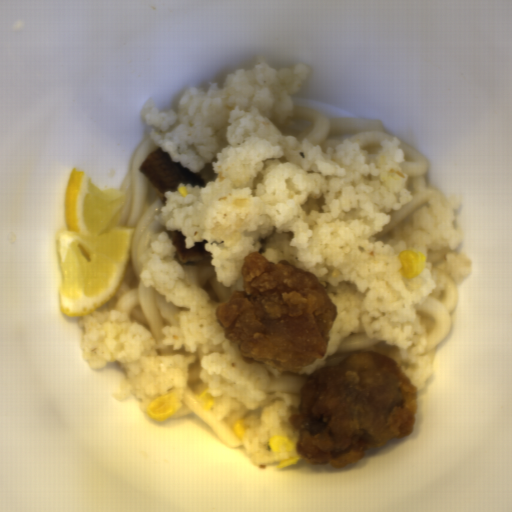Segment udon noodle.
I'll return each mask as SVG.
<instances>
[{"label":"udon noodle","mask_w":512,"mask_h":512,"mask_svg":"<svg viewBox=\"0 0 512 512\" xmlns=\"http://www.w3.org/2000/svg\"><path fill=\"white\" fill-rule=\"evenodd\" d=\"M399 147L402 148L404 152V161L401 165V170L407 175L405 185L410 192L411 202L391 212L389 223L380 231L378 235L379 239H383L389 235L417 206L427 202L430 192L427 181L429 166L426 160L410 144L400 143Z\"/></svg>","instance_id":"obj_5"},{"label":"udon noodle","mask_w":512,"mask_h":512,"mask_svg":"<svg viewBox=\"0 0 512 512\" xmlns=\"http://www.w3.org/2000/svg\"><path fill=\"white\" fill-rule=\"evenodd\" d=\"M460 293L451 279H445L439 296L427 298L418 310L420 321L426 328V350L431 353L448 337L453 316L459 307Z\"/></svg>","instance_id":"obj_3"},{"label":"udon noodle","mask_w":512,"mask_h":512,"mask_svg":"<svg viewBox=\"0 0 512 512\" xmlns=\"http://www.w3.org/2000/svg\"><path fill=\"white\" fill-rule=\"evenodd\" d=\"M310 376L300 372H289L272 377L266 385V395L270 401L279 400L287 394L300 395V390Z\"/></svg>","instance_id":"obj_7"},{"label":"udon noodle","mask_w":512,"mask_h":512,"mask_svg":"<svg viewBox=\"0 0 512 512\" xmlns=\"http://www.w3.org/2000/svg\"><path fill=\"white\" fill-rule=\"evenodd\" d=\"M156 148L160 147L152 140L150 131L135 149L127 175L120 184L119 190L125 192V200L117 225L135 227V231L127 271L107 302L143 326L159 344L164 340L163 328L176 324L179 307L155 289L143 286L140 280L141 259L162 227L156 215L163 203L139 171L147 155Z\"/></svg>","instance_id":"obj_1"},{"label":"udon noodle","mask_w":512,"mask_h":512,"mask_svg":"<svg viewBox=\"0 0 512 512\" xmlns=\"http://www.w3.org/2000/svg\"><path fill=\"white\" fill-rule=\"evenodd\" d=\"M291 130L292 135L316 146L331 140L354 139L368 155L379 152L383 139L392 141L383 125L373 119L344 114L327 117L317 109L297 105L291 116Z\"/></svg>","instance_id":"obj_2"},{"label":"udon noodle","mask_w":512,"mask_h":512,"mask_svg":"<svg viewBox=\"0 0 512 512\" xmlns=\"http://www.w3.org/2000/svg\"><path fill=\"white\" fill-rule=\"evenodd\" d=\"M359 352H375L388 357L389 348L387 344L374 341L368 335L355 332L343 337L337 350L329 355L324 366L339 365L345 357Z\"/></svg>","instance_id":"obj_6"},{"label":"udon noodle","mask_w":512,"mask_h":512,"mask_svg":"<svg viewBox=\"0 0 512 512\" xmlns=\"http://www.w3.org/2000/svg\"><path fill=\"white\" fill-rule=\"evenodd\" d=\"M200 360H196L189 366L188 383L180 397L181 406L172 416L174 418L195 413L216 435L221 443L231 449L243 446V439H238L233 433V423L228 420L218 419L212 410H204L197 394L208 389L207 384L200 376Z\"/></svg>","instance_id":"obj_4"}]
</instances>
